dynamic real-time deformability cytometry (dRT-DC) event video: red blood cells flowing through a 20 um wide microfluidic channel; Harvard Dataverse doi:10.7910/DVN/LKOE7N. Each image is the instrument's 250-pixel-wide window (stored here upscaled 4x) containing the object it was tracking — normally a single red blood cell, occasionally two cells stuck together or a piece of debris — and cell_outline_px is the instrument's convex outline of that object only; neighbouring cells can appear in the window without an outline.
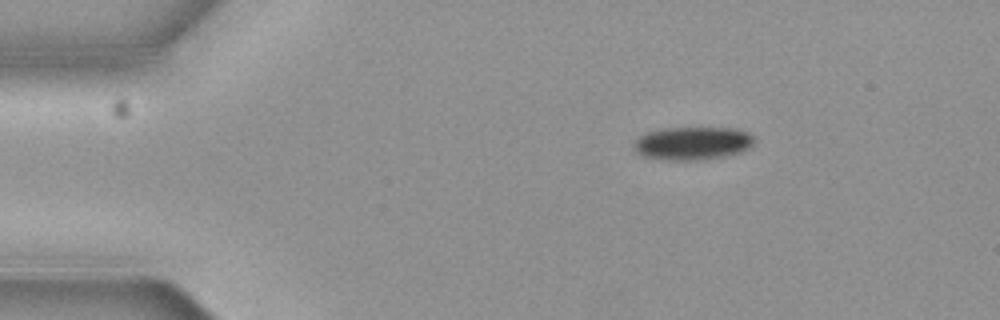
{"species": "common noctule bat (a hibernating species)", "species_latin": "Nyctalus noctula", "temperature_condition": "cold", "stored_images_in_passage": 5, "camera_frame_rate_fps": 3000, "um_per_image_px": 0.085, "animal": {"sex": "female", "body_mass_g": 19.3, "forearm_length_mm": 54.1}, "frame": {"image": 1, "passage_image": 5, "time_ms": 1.333, "image_size_px": [1000, 320], "cell_outline_px": [[752, 144], [748, 148], [740, 152], [724, 156], [692, 160], [672, 160], [644, 156], [636, 152], [636, 140], [640, 136], [648, 132], [664, 128], [736, 128], [748, 132], [752, 136]], "centroid_in_image_um": [58.89, 12.16], "position_along_channel_um": 26.1, "area_um2": 22.72}}